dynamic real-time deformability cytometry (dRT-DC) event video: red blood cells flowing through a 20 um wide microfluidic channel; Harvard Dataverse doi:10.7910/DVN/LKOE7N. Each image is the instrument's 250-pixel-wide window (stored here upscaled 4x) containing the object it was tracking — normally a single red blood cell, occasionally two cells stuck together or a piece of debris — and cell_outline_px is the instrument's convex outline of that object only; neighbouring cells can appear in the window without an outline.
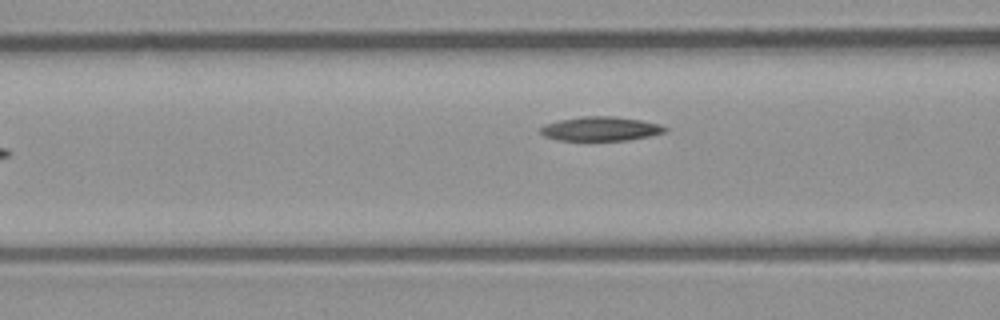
{"species": "common noctule bat (a hibernating species)", "species_latin": "Nyctalus noctula", "temperature_condition": "room temperature", "stored_images_in_passage": 7, "camera_frame_rate_fps": 3000, "um_per_image_px": 0.085, "animal": {"sex": "male", "body_mass_g": 23.1, "forearm_length_mm": 52.7}, "frame": {"image": 1, "passage_image": 7, "time_ms": 7.0, "image_size_px": [1000, 320], "cell_outline_px": [[668, 132], [652, 136], [628, 140], [560, 140], [544, 136], [540, 132], [540, 128], [544, 124], [560, 120], [580, 116], [616, 116], [640, 120], [660, 124], [668, 128]], "centroid_in_image_um": [51.1, 10.94], "position_along_channel_um": 115.5, "area_um2": 17.69}}